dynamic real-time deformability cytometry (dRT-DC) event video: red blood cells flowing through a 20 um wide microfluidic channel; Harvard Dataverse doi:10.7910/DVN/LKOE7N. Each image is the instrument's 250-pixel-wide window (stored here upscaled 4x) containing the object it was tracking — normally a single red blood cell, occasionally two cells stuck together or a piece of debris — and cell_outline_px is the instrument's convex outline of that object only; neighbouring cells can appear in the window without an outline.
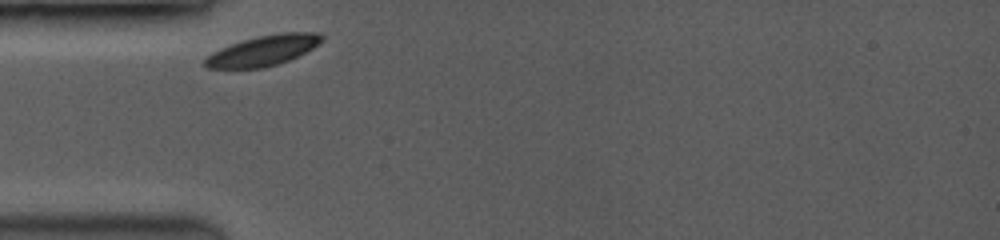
{"species": "common noctule bat (a hibernating species)", "species_latin": "Nyctalus noctula", "temperature_condition": "room temperature", "stored_images_in_passage": 34, "camera_frame_rate_fps": 3500, "um_per_image_px": 0.085, "animal": {"sex": "female", "body_mass_g": 19.0, "forearm_length_mm": 53.3}, "frame": {"image": 1, "passage_image": 1, "time_ms": 0.0, "image_size_px": [1000, 240], "cell_outline_px": [[324, 40], [320, 44], [288, 60], [264, 68], [208, 68], [204, 64], [204, 60], [212, 52], [220, 48], [244, 40], [276, 32], [320, 32], [324, 36]], "centroid_in_image_um": [22.41, 4.28], "position_along_channel_um": 62.6, "area_um2": 20.52}}
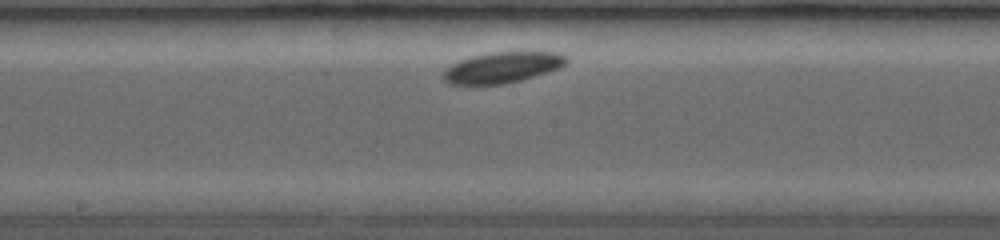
{"frame": {"image": 2, "passage_image": 17, "time_ms": 4.0, "image_size_px": [1000, 240], "cell_outline_px": [[568, 64], [560, 68], [548, 72], [520, 80], [504, 84], [448, 84], [440, 76], [444, 68], [460, 60], [472, 56], [488, 52], [560, 52], [568, 56]], "centroid_in_image_um": [42.7, 5.72], "position_along_channel_um": 205.5, "area_um2": 22.43}}
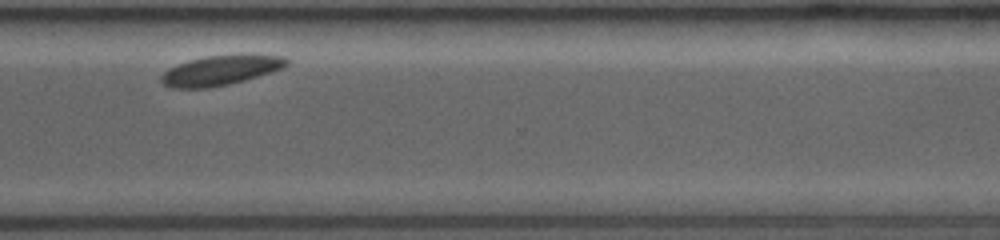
{"frame": {"image": 3, "passage_image": 33, "time_ms": 8.0, "image_size_px": [1000, 240], "cell_outline_px": [[288, 64], [280, 68], [244, 80], [228, 84], [208, 88], [172, 88], [164, 84], [160, 80], [160, 76], [168, 68], [204, 56], [240, 52], [248, 52], [280, 56], [288, 60]], "centroid_in_image_um": [18.75, 5.93], "position_along_channel_um": 351.8, "area_um2": 22.02}}